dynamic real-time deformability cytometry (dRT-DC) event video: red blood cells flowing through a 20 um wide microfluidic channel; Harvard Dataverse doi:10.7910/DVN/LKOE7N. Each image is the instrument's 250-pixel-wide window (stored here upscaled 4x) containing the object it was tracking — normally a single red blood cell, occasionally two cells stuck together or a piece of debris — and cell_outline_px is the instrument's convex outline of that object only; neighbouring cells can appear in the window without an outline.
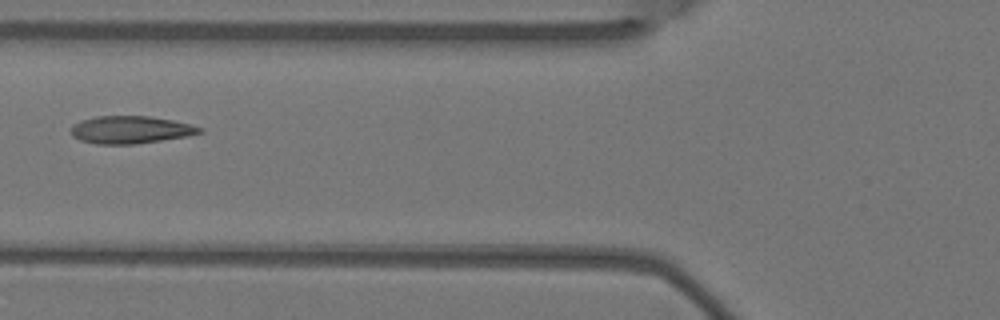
{"species": "Egyptian fruit bat (a non-hibernating species)", "species_latin": "Rousettus aegyptiacus", "temperature_condition": "warm", "stored_images_in_passage": 6, "camera_frame_rate_fps": 3000, "um_per_image_px": 0.085, "animal": {"sex": "female"}, "frame": {"image": 1, "passage_image": 6, "time_ms": 1.667, "image_size_px": [1000, 320], "cell_outline_px": [[204, 132], [184, 136], [136, 144], [96, 144], [80, 140], [72, 136], [72, 124], [80, 120], [96, 116], [148, 116], [172, 120], [204, 128]], "centroid_in_image_um": [11.06, 11.02], "position_along_channel_um": 114.7, "area_um2": 20.52}}